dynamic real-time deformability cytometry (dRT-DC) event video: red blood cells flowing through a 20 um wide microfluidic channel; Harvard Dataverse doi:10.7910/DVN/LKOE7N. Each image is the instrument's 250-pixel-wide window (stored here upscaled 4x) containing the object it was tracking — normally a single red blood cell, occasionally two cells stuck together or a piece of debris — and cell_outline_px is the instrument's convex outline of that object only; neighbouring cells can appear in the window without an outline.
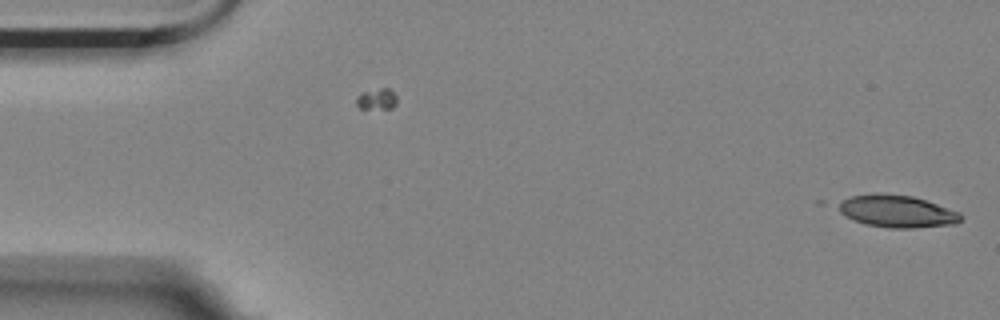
{"species": "Egyptian fruit bat (a non-hibernating species)", "species_latin": "Rousettus aegyptiacus", "temperature_condition": "room temperature", "stored_images_in_passage": 6, "segment_of_instrument_passage": [1, 2], "camera_frame_rate_fps": 3000, "um_per_image_px": 0.085, "animal": {"sex": "female"}, "frame": {"image": 1, "passage_image": 1, "time_ms": 0.0, "image_size_px": [1000, 320], "cell_outline_px": [[960, 220], [956, 224], [912, 228], [888, 228], [864, 224], [840, 212], [832, 204], [840, 200], [852, 196], [876, 192], [912, 196], [960, 212]], "centroid_in_image_um": [76.17, 17.95], "position_along_channel_um": 8.8, "area_um2": 23.12}}